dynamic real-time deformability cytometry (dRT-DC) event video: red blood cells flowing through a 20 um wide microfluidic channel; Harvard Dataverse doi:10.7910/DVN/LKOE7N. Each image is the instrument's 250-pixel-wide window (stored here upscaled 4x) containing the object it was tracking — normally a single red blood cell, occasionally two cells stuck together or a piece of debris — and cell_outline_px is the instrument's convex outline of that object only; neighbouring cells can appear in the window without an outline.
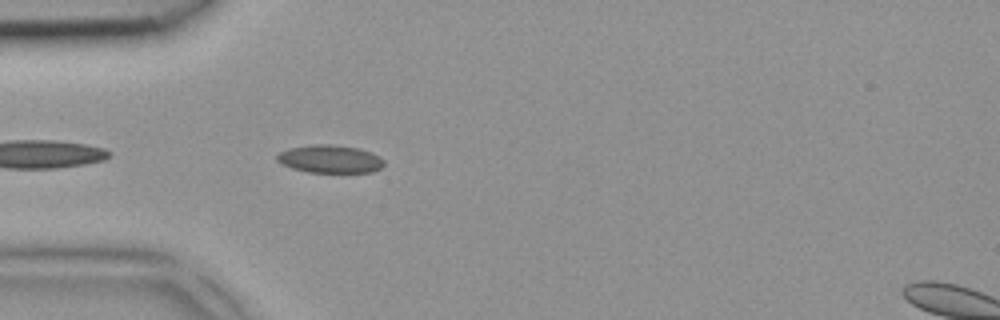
{"species": "common noctule bat (a hibernating species)", "species_latin": "Nyctalus noctula", "temperature_condition": "room temperature", "stored_images_in_passage": 3, "segment_of_instrument_passage": [1, 2], "camera_frame_rate_fps": 3000, "um_per_image_px": 0.085, "animal": {"sex": "female", "body_mass_g": 18.4}, "frame": {"image": 1, "passage_image": 2, "time_ms": 0.333, "image_size_px": [1000, 320], "cell_outline_px": [[384, 164], [380, 168], [372, 172], [308, 172], [292, 168], [280, 164], [276, 160], [276, 156], [280, 152], [288, 148], [312, 144], [332, 144], [360, 148], [372, 152], [380, 156], [384, 160]], "centroid_in_image_um": [28.05, 13.5], "position_along_channel_um": 57.0, "area_um2": 17.63}}